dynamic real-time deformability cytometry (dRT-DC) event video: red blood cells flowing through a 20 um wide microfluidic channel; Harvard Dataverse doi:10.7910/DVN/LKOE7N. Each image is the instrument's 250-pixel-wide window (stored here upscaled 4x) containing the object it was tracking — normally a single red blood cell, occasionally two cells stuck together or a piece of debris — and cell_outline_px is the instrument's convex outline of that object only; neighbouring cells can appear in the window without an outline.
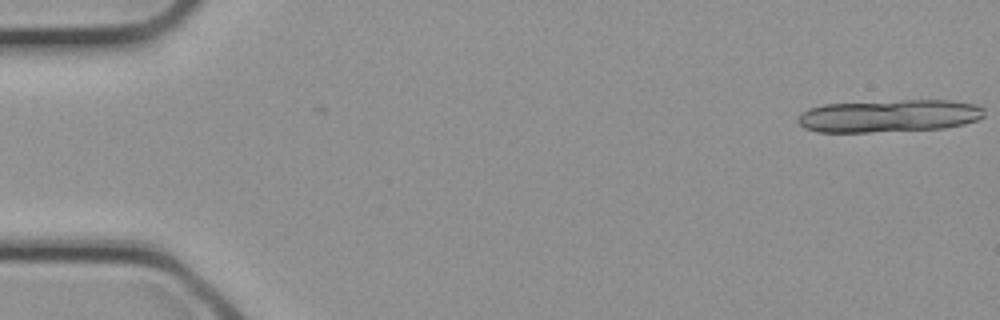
{"species": "common noctule bat (a hibernating species)", "species_latin": "Nyctalus noctula", "temperature_condition": "cold", "stored_images_in_passage": 11, "camera_frame_rate_fps": 3000, "um_per_image_px": 0.085, "animal": {"sex": "female", "body_mass_g": 21.9}, "frame": {"image": 1, "passage_image": 1, "time_ms": 0.0, "image_size_px": [1000, 320], "cell_outline_px": [[984, 116], [976, 120], [964, 124], [944, 128], [868, 132], [816, 132], [804, 128], [800, 124], [800, 116], [808, 108], [824, 104], [900, 100], [952, 100], [976, 104], [984, 108]], "centroid_in_image_um": [75.61, 9.84], "position_along_channel_um": 9.4, "area_um2": 35.37}}